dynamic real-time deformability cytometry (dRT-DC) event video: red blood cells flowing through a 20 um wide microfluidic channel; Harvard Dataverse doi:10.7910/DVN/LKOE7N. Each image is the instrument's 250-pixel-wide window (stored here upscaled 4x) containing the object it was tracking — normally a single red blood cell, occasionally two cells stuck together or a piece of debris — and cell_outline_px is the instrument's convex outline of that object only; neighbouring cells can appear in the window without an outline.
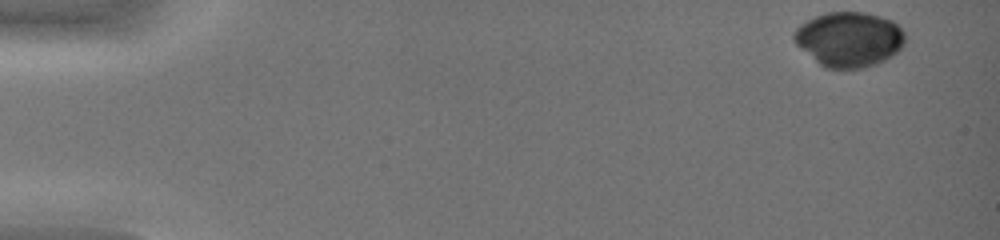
{"species": "common noctule bat (a hibernating species)", "species_latin": "Nyctalus noctula", "temperature_condition": "warm", "stored_images_in_passage": 44, "camera_frame_rate_fps": 3000, "um_per_image_px": 0.085, "animal": {"sex": "female", "body_mass_g": 19.0, "forearm_length_mm": 51.5}, "frame": {"image": 1, "passage_image": 1, "time_ms": 0.0, "image_size_px": [1000, 240], "cell_outline_px": [[904, 44], [892, 56], [876, 64], [864, 68], [824, 68], [800, 48], [792, 40], [792, 36], [796, 28], [800, 24], [816, 16], [828, 12], [864, 12], [880, 16], [892, 20], [904, 32]], "centroid_in_image_um": [72.15, 3.34], "position_along_channel_um": 12.8, "area_um2": 35.49}}
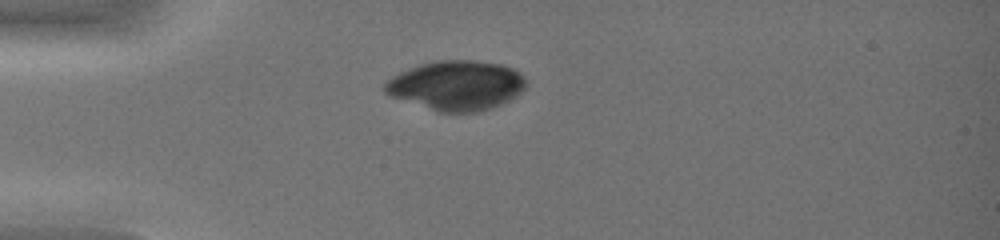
{"frame": {"image": 2, "passage_image": 12, "time_ms": 3.667, "image_size_px": [1000, 240], "cell_outline_px": [[528, 84], [520, 92], [508, 100], [492, 108], [476, 112], [436, 112], [388, 96], [380, 88], [392, 76], [408, 68], [420, 64], [440, 60], [476, 60], [500, 64], [512, 68], [520, 72], [524, 76]], "centroid_in_image_um": [38.75, 7.27], "position_along_channel_um": 46.3, "area_um2": 41.21}}